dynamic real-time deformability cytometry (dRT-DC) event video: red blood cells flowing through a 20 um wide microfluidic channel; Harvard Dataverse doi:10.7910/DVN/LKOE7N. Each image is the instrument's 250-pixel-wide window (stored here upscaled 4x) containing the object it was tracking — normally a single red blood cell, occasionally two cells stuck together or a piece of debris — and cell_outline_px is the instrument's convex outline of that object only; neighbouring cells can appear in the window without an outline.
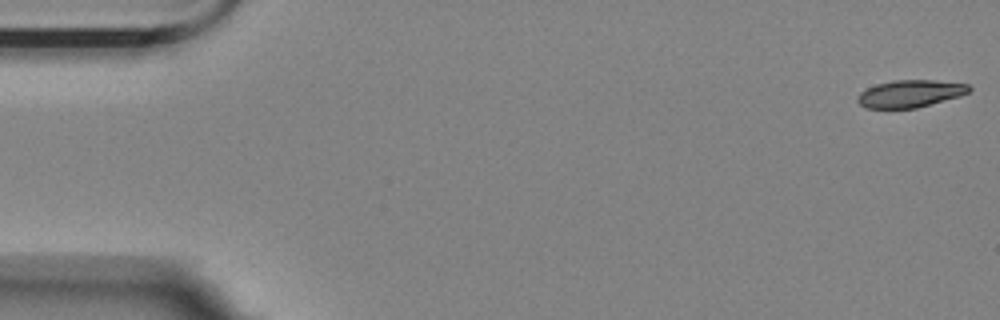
{"species": "Egyptian fruit bat (a non-hibernating species)", "species_latin": "Rousettus aegyptiacus", "temperature_condition": "room temperature", "stored_images_in_passage": 55, "camera_frame_rate_fps": 3000, "um_per_image_px": 0.085, "animal": {"sex": "female"}, "frame": {"image": 1, "passage_image": 1, "time_ms": 0.0, "image_size_px": [1000, 320], "cell_outline_px": [[972, 88], [968, 92], [960, 96], [916, 108], [864, 108], [856, 100], [856, 96], [860, 92], [876, 84], [892, 80], [936, 80], [968, 84]], "centroid_in_image_um": [77.34, 7.95], "position_along_channel_um": 7.7, "area_um2": 17.8}}
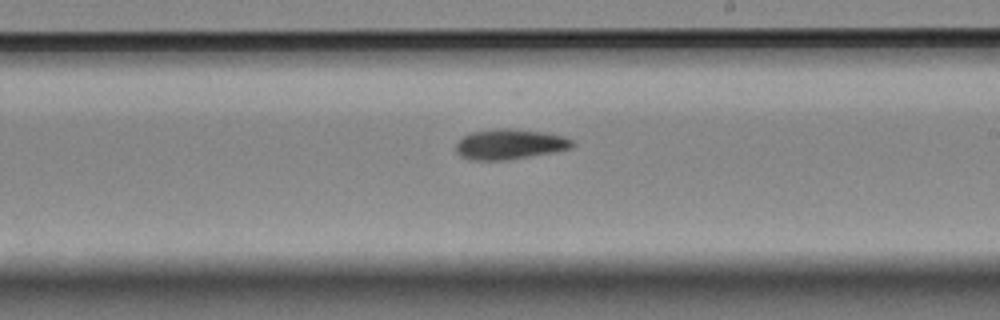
{"frame": {"image": 2, "passage_image": 32, "time_ms": 10.333, "image_size_px": [1000, 320], "cell_outline_px": [[576, 144], [572, 148], [552, 152], [508, 160], [468, 160], [460, 156], [456, 152], [456, 144], [468, 132], [504, 128], [508, 128], [544, 132], [564, 136], [572, 140]], "centroid_in_image_um": [43.32, 12.26], "position_along_channel_um": 245.7, "area_um2": 20.58}}
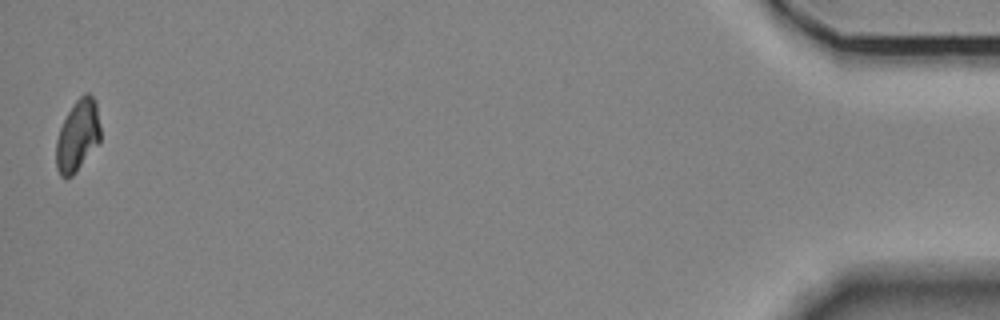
{"frame": {"image": 3, "passage_image": 55, "time_ms": 18.0, "image_size_px": [1000, 320], "cell_outline_px": [[100, 140], [76, 172], [72, 176], [60, 176], [56, 168], [56, 140], [60, 128], [68, 112], [76, 100], [84, 92], [88, 92], [96, 100], [100, 124]], "centroid_in_image_um": [6.6, 11.5], "position_along_channel_um": 428.6, "area_um2": 18.38}, "authors_computed_cell_mechanics": {"area_um2": 19.7676, "velocity_mm_per_s": 3.5794, "shape_relaxation_time_tau1_ms": null, "shape_relaxation_time_tau2_ms": 6.6347, "deformation_change_tau1": null, "deformation_change_tau2": 0.098}}